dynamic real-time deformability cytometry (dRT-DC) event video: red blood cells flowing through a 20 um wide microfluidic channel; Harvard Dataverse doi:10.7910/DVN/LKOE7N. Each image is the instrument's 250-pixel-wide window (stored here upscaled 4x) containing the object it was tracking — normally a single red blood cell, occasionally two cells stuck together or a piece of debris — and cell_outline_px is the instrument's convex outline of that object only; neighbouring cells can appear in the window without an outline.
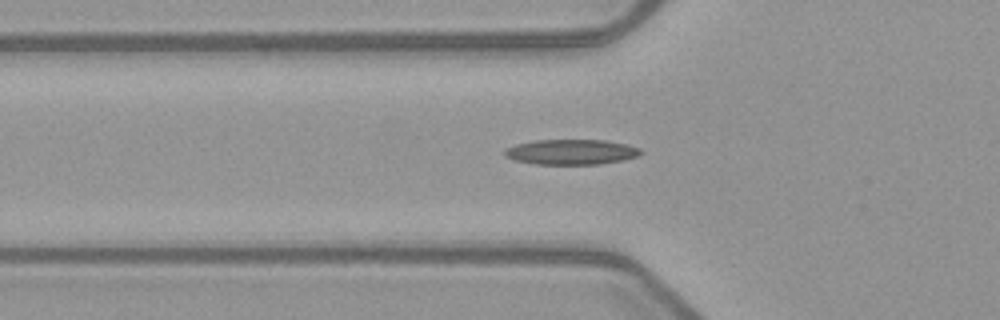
{"species": "common noctule bat (a hibernating species)", "species_latin": "Nyctalus noctula", "temperature_condition": "warm", "stored_images_in_passage": 46, "camera_frame_rate_fps": 3000, "um_per_image_px": 0.085, "animal": {"sex": "female", "body_mass_g": 21.9}, "frame": {"image": 1, "passage_image": 14, "time_ms": 4.333, "image_size_px": [1000, 320], "cell_outline_px": [[644, 152], [636, 156], [624, 160], [600, 164], [536, 164], [516, 160], [504, 156], [504, 148], [516, 144], [536, 140], [604, 140], [628, 144], [640, 148]], "centroid_in_image_um": [48.57, 12.91], "position_along_channel_um": 77.2, "area_um2": 20.06}}
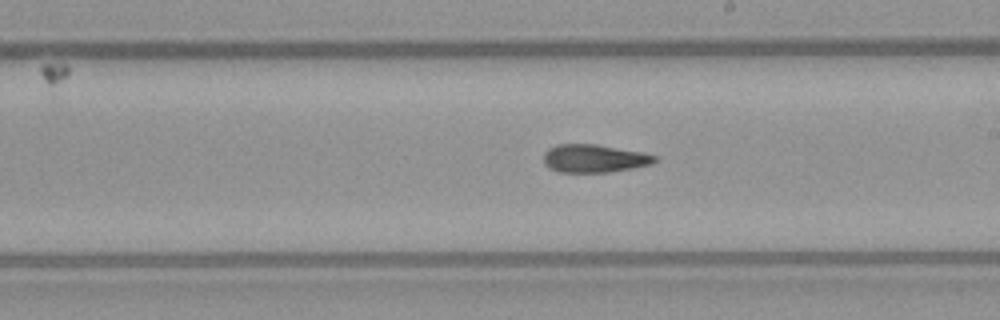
{"frame": {"image": 2, "passage_image": 26, "time_ms": 8.333, "image_size_px": [1000, 320], "cell_outline_px": [[656, 160], [652, 164], [632, 168], [608, 172], [560, 172], [548, 168], [544, 164], [544, 152], [548, 148], [556, 144], [596, 144], [644, 152], [656, 156]], "centroid_in_image_um": [50.48, 13.46], "position_along_channel_um": 238.5, "area_um2": 18.26}}
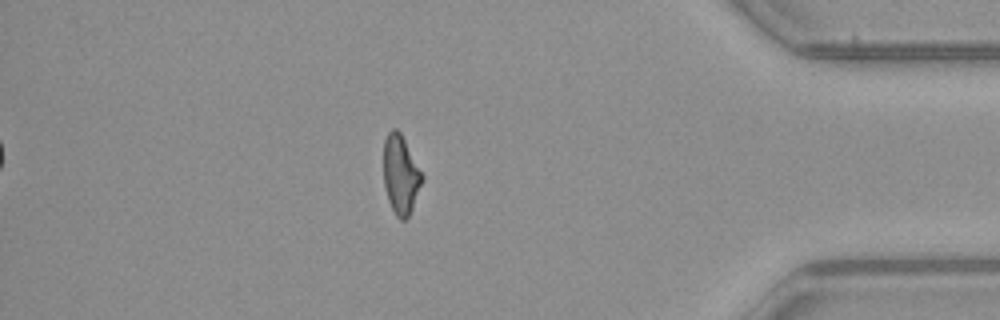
{"frame": {"image": 3, "passage_image": 41, "time_ms": 13.333, "image_size_px": [1000, 320], "cell_outline_px": [[424, 180], [412, 208], [408, 216], [404, 220], [400, 220], [396, 216], [388, 200], [384, 188], [384, 140], [388, 132], [392, 128], [396, 128], [400, 132], [424, 176]], "centroid_in_image_um": [34.06, 14.85], "position_along_channel_um": 401.1, "area_um2": 17.69}, "authors_computed_cell_mechanics": {"area_um2": 18.3226, "velocity_mm_per_s": 3.9897, "shape_relaxation_time_tau1_ms": null, "shape_relaxation_time_tau2_ms": 4.7331, "deformation_change_tau1": null, "deformation_change_tau2": 0.1514}}